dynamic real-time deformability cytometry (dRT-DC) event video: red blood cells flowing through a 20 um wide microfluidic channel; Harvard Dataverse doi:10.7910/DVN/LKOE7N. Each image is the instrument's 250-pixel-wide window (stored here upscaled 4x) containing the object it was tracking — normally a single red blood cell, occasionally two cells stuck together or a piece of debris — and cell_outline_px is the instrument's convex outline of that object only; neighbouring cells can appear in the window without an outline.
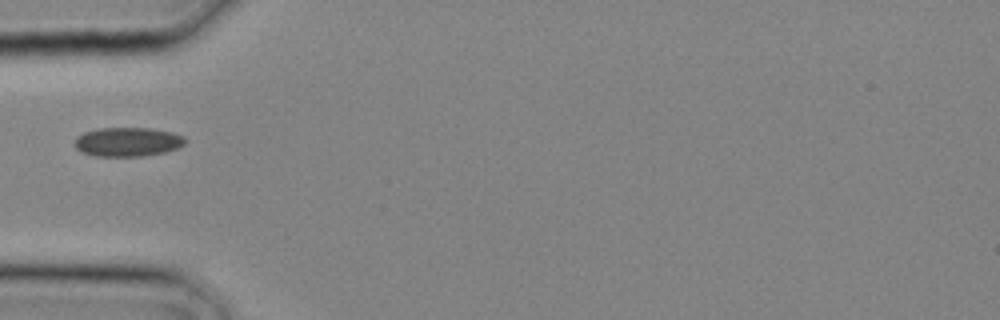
{"species": "common noctule bat (a hibernating species)", "species_latin": "Nyctalus noctula", "temperature_condition": "cold", "stored_images_in_passage": 3, "camera_frame_rate_fps": 3000, "um_per_image_px": 0.085, "animal": {"sex": "male", "body_mass_g": 20.4}, "frame": {"image": 1, "passage_image": 3, "time_ms": 0.667, "image_size_px": [1000, 320], "cell_outline_px": [[188, 140], [184, 144], [176, 148], [164, 152], [144, 156], [96, 156], [80, 152], [72, 144], [76, 136], [84, 132], [100, 128], [152, 128], [172, 132], [184, 136]], "centroid_in_image_um": [10.82, 12.05], "position_along_channel_um": 74.2, "area_um2": 18.96}}